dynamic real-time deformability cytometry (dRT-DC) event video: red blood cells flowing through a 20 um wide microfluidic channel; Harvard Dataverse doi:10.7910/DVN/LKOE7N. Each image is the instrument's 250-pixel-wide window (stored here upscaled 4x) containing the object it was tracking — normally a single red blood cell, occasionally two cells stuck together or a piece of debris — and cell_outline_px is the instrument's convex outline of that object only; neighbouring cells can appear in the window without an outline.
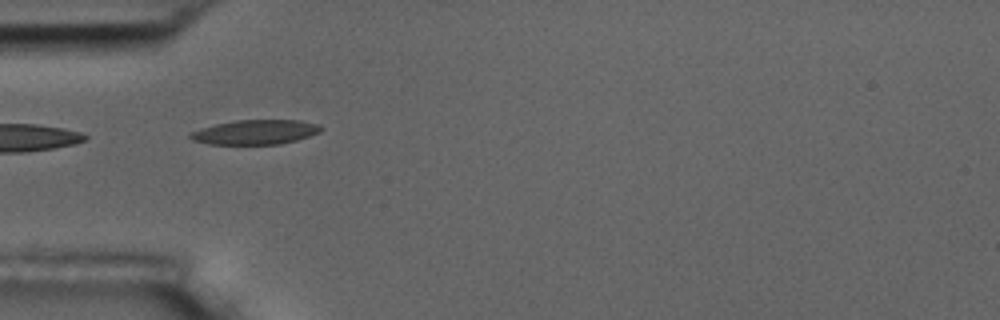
{"species": "common noctule bat (a hibernating species)", "species_latin": "Nyctalus noctula", "temperature_condition": "room temperature", "stored_images_in_passage": 6, "camera_frame_rate_fps": 3000, "um_per_image_px": 0.085, "animal": {"sex": "male", "body_mass_g": 17.5, "forearm_length_mm": 52.3}, "frame": {"image": 1, "passage_image": 5, "time_ms": 5.0, "image_size_px": [1000, 320], "cell_outline_px": [[324, 128], [320, 132], [296, 140], [280, 144], [208, 144], [192, 140], [188, 136], [188, 132], [200, 128], [216, 124], [236, 120], [300, 120], [320, 124]], "centroid_in_image_um": [21.69, 11.22], "position_along_channel_um": 63.3, "area_um2": 18.84}}